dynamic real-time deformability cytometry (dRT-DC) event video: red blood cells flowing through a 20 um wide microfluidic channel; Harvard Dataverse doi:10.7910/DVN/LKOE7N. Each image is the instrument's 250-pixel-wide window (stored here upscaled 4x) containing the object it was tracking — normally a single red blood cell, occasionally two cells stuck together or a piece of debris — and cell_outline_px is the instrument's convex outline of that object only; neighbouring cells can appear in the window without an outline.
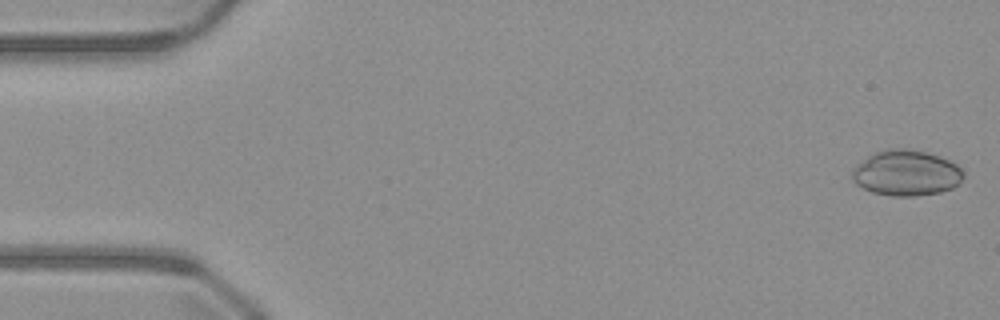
{"species": "common noctule bat (a hibernating species)", "species_latin": "Nyctalus noctula", "temperature_condition": "warm", "stored_images_in_passage": 50, "camera_frame_rate_fps": 3000, "um_per_image_px": 0.085, "animal": {"sex": "male", "body_mass_g": 23.1, "forearm_length_mm": 52.7}, "frame": {"image": 1, "passage_image": 1, "time_ms": 0.0, "image_size_px": [1000, 320], "cell_outline_px": [[964, 176], [952, 188], [940, 192], [916, 196], [892, 196], [872, 192], [856, 184], [852, 180], [852, 168], [872, 152], [888, 148], [912, 148], [928, 152], [952, 160], [964, 172]], "centroid_in_image_um": [77.02, 14.68], "position_along_channel_um": 8.0, "area_um2": 30.0}}
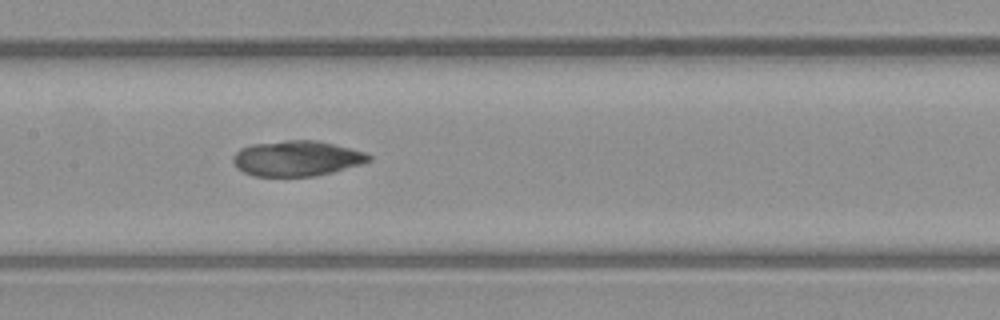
{"frame": {"image": 2, "passage_image": 24, "time_ms": 7.667, "image_size_px": [1000, 320], "cell_outline_px": [[372, 160], [364, 164], [316, 176], [252, 176], [236, 168], [232, 160], [232, 156], [240, 148], [252, 144], [284, 140], [316, 140], [368, 152], [372, 156]], "centroid_in_image_um": [25.25, 13.46], "position_along_channel_um": 182.2, "area_um2": 28.38}}
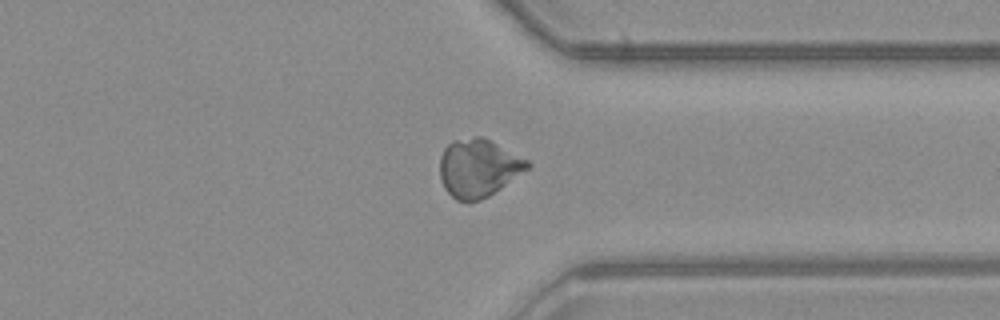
{"frame": {"image": 3, "passage_image": 38, "time_ms": 12.333, "image_size_px": [1000, 320], "cell_outline_px": [[532, 164], [528, 168], [500, 188], [488, 196], [480, 200], [456, 200], [444, 188], [440, 176], [440, 156], [444, 148], [452, 140], [476, 136], [484, 136], [528, 160]], "centroid_in_image_um": [40.64, 14.24], "position_along_channel_um": 370.8, "area_um2": 29.42}}